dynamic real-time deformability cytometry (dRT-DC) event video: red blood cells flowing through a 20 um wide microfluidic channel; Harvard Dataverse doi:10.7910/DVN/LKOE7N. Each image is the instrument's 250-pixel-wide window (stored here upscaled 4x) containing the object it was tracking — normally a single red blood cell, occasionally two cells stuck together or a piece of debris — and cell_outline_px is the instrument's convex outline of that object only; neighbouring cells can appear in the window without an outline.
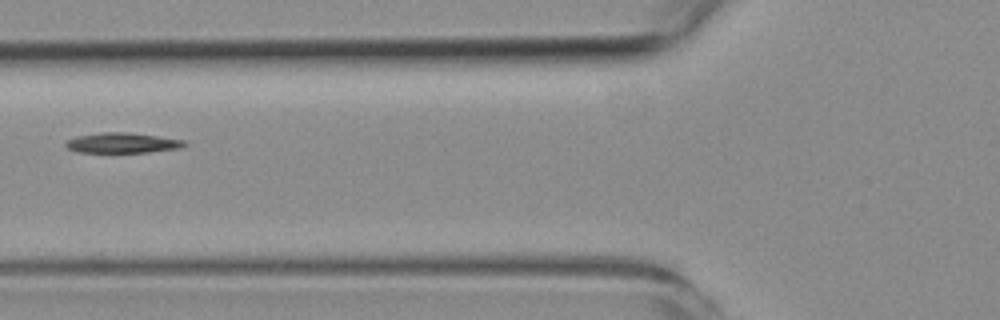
{"species": "common noctule bat (a hibernating species)", "species_latin": "Nyctalus noctula", "temperature_condition": "room temperature", "stored_images_in_passage": 9, "camera_frame_rate_fps": 3000, "um_per_image_px": 0.085, "animal": {"sex": "female", "body_mass_g": 19.3, "forearm_length_mm": 54.1}, "frame": {"image": 1, "passage_image": 6, "time_ms": 6.0, "image_size_px": [1000, 320], "cell_outline_px": [[188, 144], [180, 148], [148, 152], [76, 152], [68, 148], [64, 144], [68, 140], [76, 136], [100, 132], [132, 132], [184, 140]], "centroid_in_image_um": [10.4, 12.13], "position_along_channel_um": 115.4, "area_um2": 14.05}}
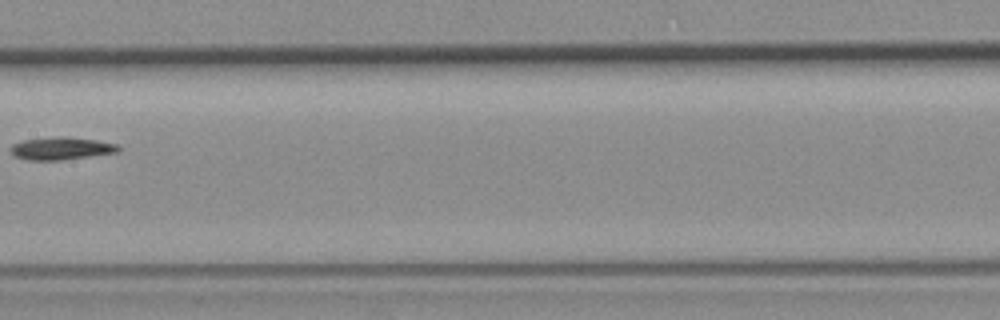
{"frame": {"image": 2, "passage_image": 8, "time_ms": 8.333, "image_size_px": [1000, 320], "cell_outline_px": [[120, 148], [116, 152], [60, 160], [28, 160], [16, 156], [12, 152], [12, 144], [24, 140], [56, 136], [64, 136], [96, 140], [116, 144]], "centroid_in_image_um": [5.19, 12.6], "position_along_channel_um": 202.2, "area_um2": 13.87}}
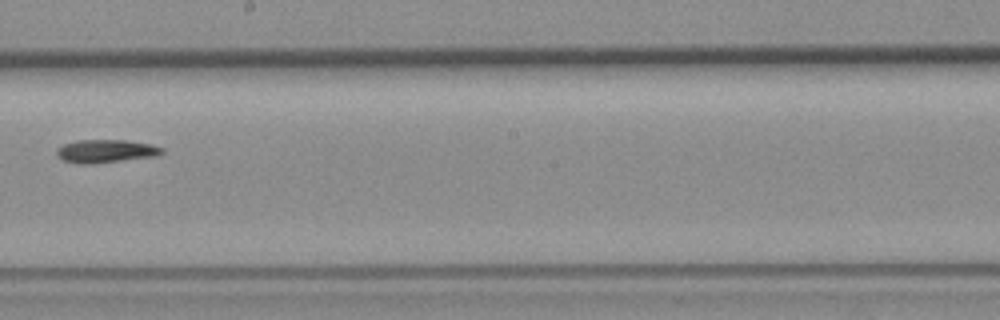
{"frame": {"image": 3, "passage_image": 9, "time_ms": 9.333, "image_size_px": [1000, 320], "cell_outline_px": [[164, 152], [152, 156], [92, 164], [76, 164], [60, 160], [56, 156], [56, 152], [64, 144], [76, 140], [128, 140], [148, 144], [164, 148]], "centroid_in_image_um": [8.92, 12.85], "position_along_channel_um": 239.3, "area_um2": 14.1}}